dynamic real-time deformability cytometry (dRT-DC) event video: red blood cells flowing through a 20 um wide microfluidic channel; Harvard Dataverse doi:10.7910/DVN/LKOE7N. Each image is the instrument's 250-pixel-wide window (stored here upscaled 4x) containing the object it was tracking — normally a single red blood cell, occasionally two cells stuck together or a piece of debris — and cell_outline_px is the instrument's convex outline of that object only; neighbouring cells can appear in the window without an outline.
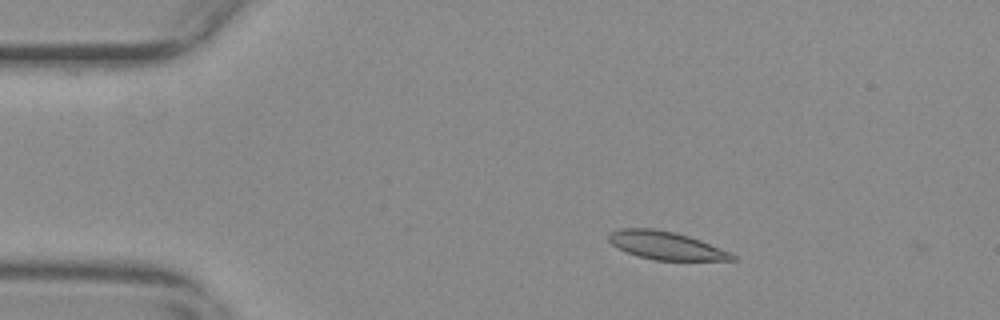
{"species": "common noctule bat (a hibernating species)", "species_latin": "Nyctalus noctula", "temperature_condition": "warm", "stored_images_in_passage": 4, "camera_frame_rate_fps": 3000, "um_per_image_px": 0.085, "animal": {"sex": "female", "body_mass_g": 29.2, "forearm_length_mm": 56.3}, "frame": {"image": 1, "passage_image": 3, "time_ms": 0.667, "image_size_px": [1000, 320], "cell_outline_px": [[736, 260], [652, 260], [636, 256], [624, 252], [616, 248], [608, 240], [608, 236], [612, 232], [620, 228], [656, 228], [676, 232], [700, 240], [732, 252], [736, 256]], "centroid_in_image_um": [56.59, 20.87], "position_along_channel_um": 28.4, "area_um2": 20.46}}